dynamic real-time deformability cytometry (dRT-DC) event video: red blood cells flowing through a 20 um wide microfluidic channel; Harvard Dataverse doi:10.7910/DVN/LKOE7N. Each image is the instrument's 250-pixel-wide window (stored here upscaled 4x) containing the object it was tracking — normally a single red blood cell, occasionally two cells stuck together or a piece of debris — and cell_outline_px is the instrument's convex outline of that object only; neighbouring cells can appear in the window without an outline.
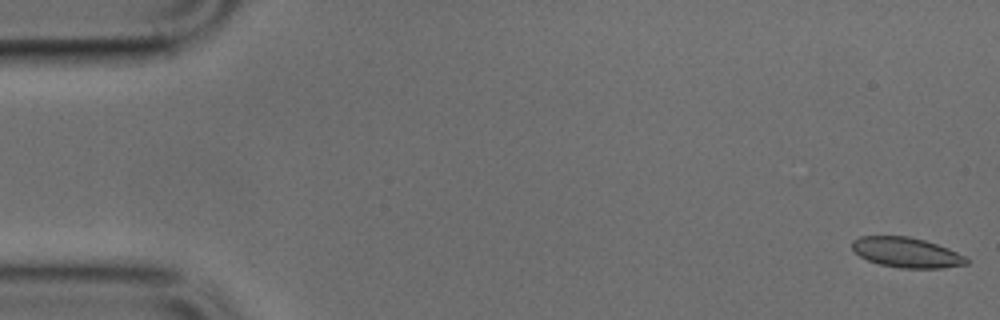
{"species": "common noctule bat (a hibernating species)", "species_latin": "Nyctalus noctula", "temperature_condition": "cold", "stored_images_in_passage": 35, "camera_frame_rate_fps": 3000, "um_per_image_px": 0.085, "animal": {"sex": "male", "body_mass_g": 17.9, "forearm_length_mm": 54.2}, "frame": {"image": 1, "passage_image": 1, "time_ms": 0.0, "image_size_px": [1000, 320], "cell_outline_px": [[968, 264], [940, 268], [900, 268], [880, 264], [868, 260], [860, 256], [852, 248], [852, 240], [860, 236], [908, 236], [924, 240], [948, 248], [964, 256], [968, 260]], "centroid_in_image_um": [77.04, 21.46], "position_along_channel_um": 8.0, "area_um2": 19.88}}
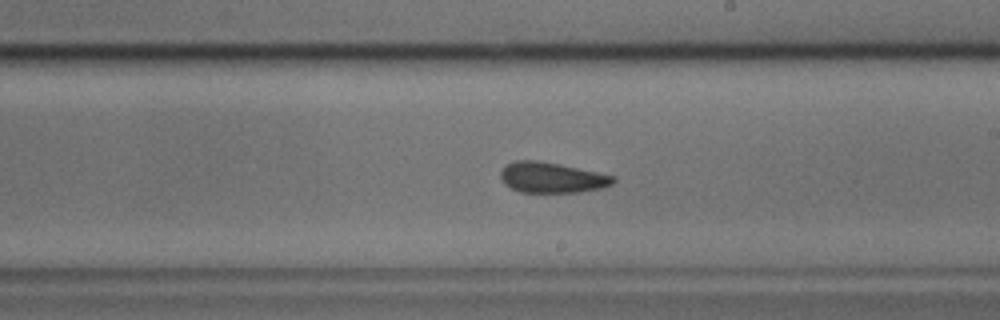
{"frame": {"image": 2, "passage_image": 28, "time_ms": 9.0, "image_size_px": [1000, 320], "cell_outline_px": [[616, 180], [612, 184], [604, 188], [580, 192], [520, 192], [504, 184], [500, 176], [500, 172], [508, 164], [516, 160], [540, 160], [560, 164], [616, 176]], "centroid_in_image_um": [46.94, 15.09], "position_along_channel_um": 242.1, "area_um2": 20.11}}
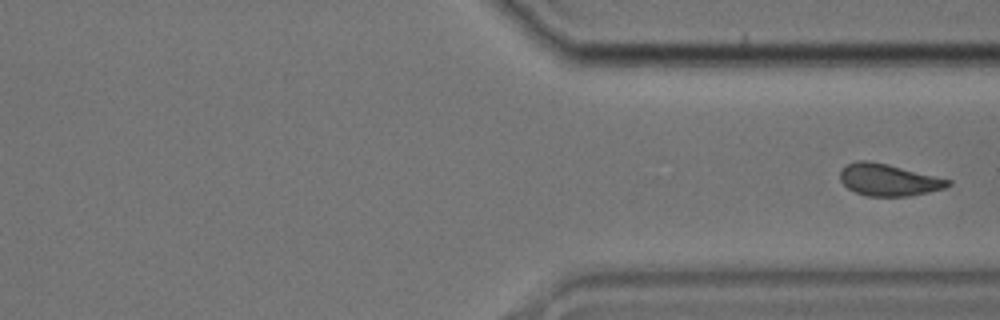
{"frame": {"image": 3, "passage_image": 35, "time_ms": 11.333, "image_size_px": [1000, 320], "cell_outline_px": [[952, 184], [944, 188], [928, 192], [908, 196], [868, 196], [856, 192], [848, 188], [840, 180], [840, 172], [848, 164], [860, 160], [868, 160], [888, 164], [952, 180]], "centroid_in_image_um": [75.54, 15.29], "position_along_channel_um": 335.9, "area_um2": 19.88}}